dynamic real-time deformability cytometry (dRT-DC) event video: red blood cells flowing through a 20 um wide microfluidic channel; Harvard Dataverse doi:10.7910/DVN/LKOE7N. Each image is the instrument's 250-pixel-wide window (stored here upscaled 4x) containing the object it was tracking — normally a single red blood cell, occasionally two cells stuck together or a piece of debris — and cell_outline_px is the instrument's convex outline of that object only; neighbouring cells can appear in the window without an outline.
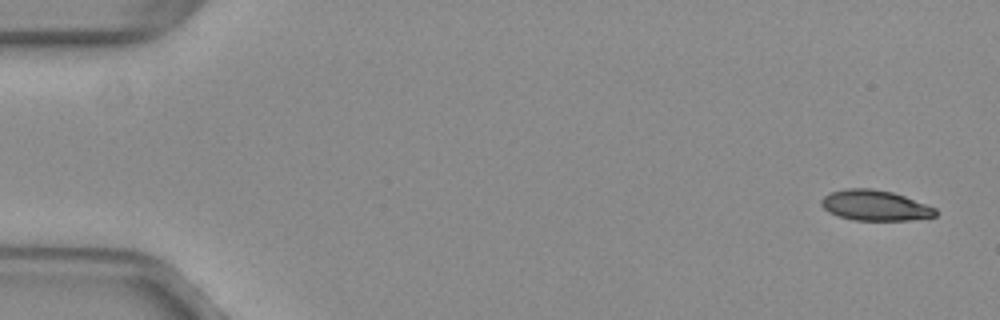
{"species": "common noctule bat (a hibernating species)", "species_latin": "Nyctalus noctula", "temperature_condition": "warm", "stored_images_in_passage": 51, "camera_frame_rate_fps": 3000, "um_per_image_px": 0.085, "animal": {"sex": "female", "body_mass_g": 29.2, "forearm_length_mm": 56.3}, "frame": {"image": 1, "passage_image": 1, "time_ms": 0.0, "image_size_px": [1000, 320], "cell_outline_px": [[936, 216], [912, 220], [852, 220], [828, 212], [820, 204], [820, 200], [828, 192], [844, 188], [872, 188], [892, 192], [904, 196], [936, 208]], "centroid_in_image_um": [74.33, 17.45], "position_along_channel_um": 10.7, "area_um2": 20.35}}
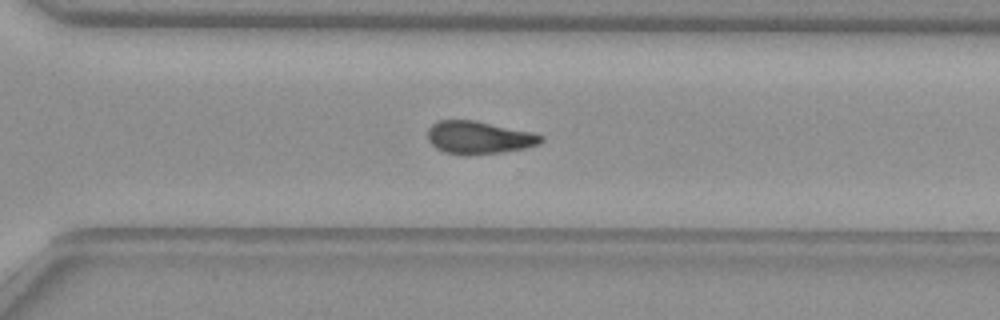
{"frame": {"image": 2, "passage_image": 36, "time_ms": 11.667, "image_size_px": [1000, 320], "cell_outline_px": [[544, 140], [540, 144], [524, 148], [500, 152], [464, 156], [444, 152], [436, 148], [428, 140], [428, 128], [436, 120], [476, 120], [532, 132], [544, 136]], "centroid_in_image_um": [40.69, 11.69], "position_along_channel_um": 329.9, "area_um2": 21.85}}
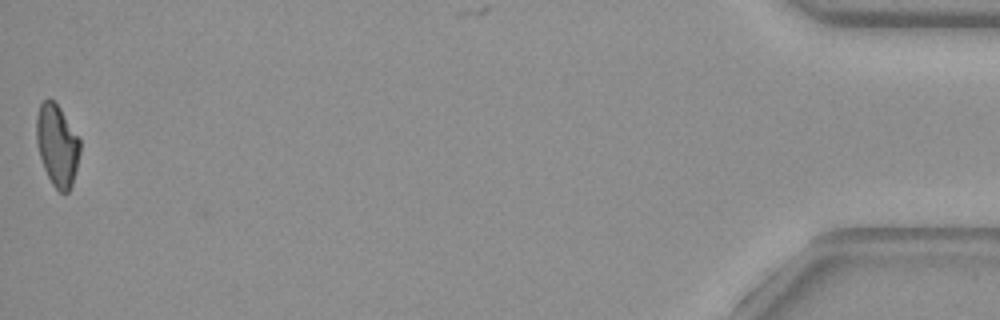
{"frame": {"image": 3, "passage_image": 51, "time_ms": 16.667, "image_size_px": [1000, 320], "cell_outline_px": [[80, 152], [72, 184], [68, 192], [60, 192], [52, 184], [44, 168], [40, 156], [36, 140], [36, 116], [40, 104], [48, 96], [60, 108], [80, 140]], "centroid_in_image_um": [4.84, 12.32], "position_along_channel_um": 430.4, "area_um2": 20.52}}